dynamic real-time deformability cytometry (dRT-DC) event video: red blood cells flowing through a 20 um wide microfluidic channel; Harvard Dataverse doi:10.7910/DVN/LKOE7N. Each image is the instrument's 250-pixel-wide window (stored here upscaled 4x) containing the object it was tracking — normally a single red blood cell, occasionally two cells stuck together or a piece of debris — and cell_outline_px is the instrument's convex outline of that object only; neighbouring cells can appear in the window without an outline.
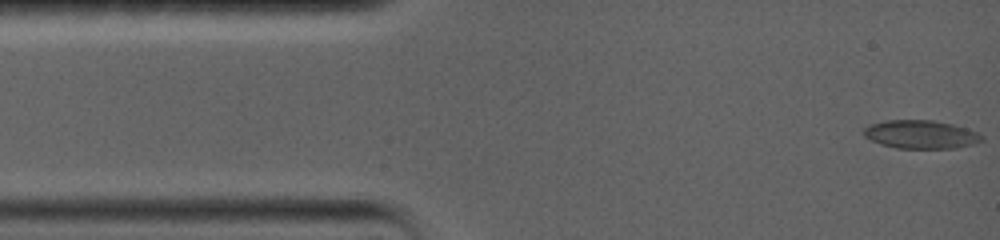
{"species": "common noctule bat (a hibernating species)", "species_latin": "Nyctalus noctula", "temperature_condition": "warm", "stored_images_in_passage": 58, "camera_frame_rate_fps": 5000, "um_per_image_px": 0.085, "animal": {"sex": "female", "body_mass_g": 19.0, "forearm_length_mm": 56.7}, "frame": {"image": 1, "passage_image": 1, "time_ms": 0.0, "image_size_px": [1000, 240], "cell_outline_px": [[984, 140], [972, 144], [956, 148], [896, 148], [880, 144], [864, 136], [864, 128], [868, 124], [888, 120], [932, 120], [952, 124], [976, 132], [984, 136]], "centroid_in_image_um": [78.25, 11.42], "position_along_channel_um": 6.7, "area_um2": 19.42}}
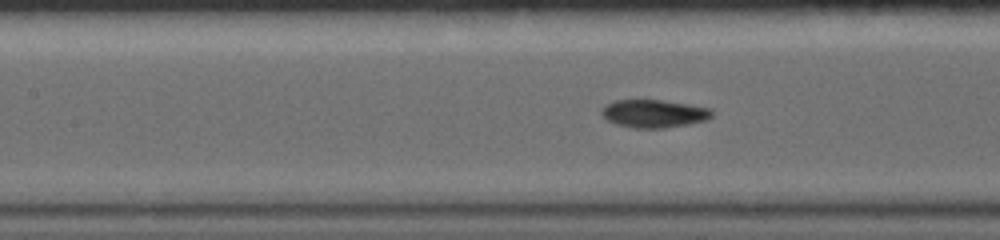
{"frame": {"image": 2, "passage_image": 25, "time_ms": 6.2, "image_size_px": [1000, 240], "cell_outline_px": [[712, 116], [708, 120], [688, 124], [664, 128], [632, 128], [616, 124], [608, 120], [600, 112], [604, 104], [616, 100], [660, 100], [688, 104], [712, 108]], "centroid_in_image_um": [55.59, 9.65], "position_along_channel_um": 151.8, "area_um2": 18.03}}
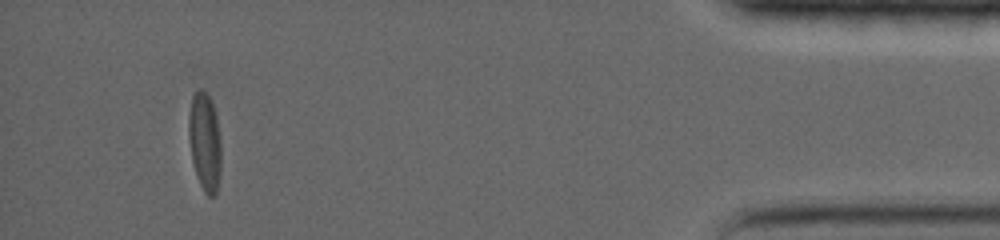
{"frame": {"image": 3, "passage_image": 50, "time_ms": 15.8, "image_size_px": [1000, 240], "cell_outline_px": [[220, 176], [216, 196], [208, 196], [204, 192], [196, 176], [192, 160], [188, 140], [188, 116], [192, 96], [196, 88], [200, 88], [208, 96], [212, 104], [216, 116], [220, 140]], "centroid_in_image_um": [17.38, 12.07], "position_along_channel_um": 417.8, "area_um2": 18.79}, "authors_computed_cell_mechanics": {"area_um2": 18.4382, "velocity_mm_per_s": 3.583, "shape_relaxation_time_tau1_ms": 6.0046, "shape_relaxation_time_tau2_ms": 1.4521, "deformation_change_tau1": 0.1814, "deformation_change_tau2": 0.068}}